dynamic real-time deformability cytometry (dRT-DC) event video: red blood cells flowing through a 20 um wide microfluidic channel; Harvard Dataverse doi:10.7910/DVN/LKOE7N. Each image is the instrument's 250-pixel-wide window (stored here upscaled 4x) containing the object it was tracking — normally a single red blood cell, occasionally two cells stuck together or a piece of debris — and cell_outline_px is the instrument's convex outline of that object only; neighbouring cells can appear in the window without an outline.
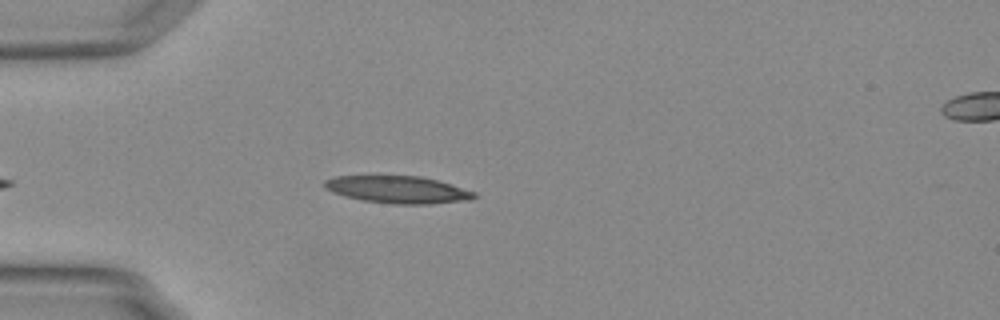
{"species": "Egyptian fruit bat (a non-hibernating species)", "species_latin": "Rousettus aegyptiacus", "temperature_condition": "warm", "stored_images_in_passage": 38, "camera_frame_rate_fps": 3000, "um_per_image_px": 0.085, "animal": {"sex": "female"}, "frame": {"image": 1, "passage_image": 2, "time_ms": 0.333, "image_size_px": [1000, 320], "cell_outline_px": [[476, 196], [472, 200], [424, 204], [396, 204], [364, 200], [348, 196], [336, 192], [328, 188], [324, 184], [324, 180], [336, 176], [420, 176], [452, 184], [476, 192]], "centroid_in_image_um": [33.9, 16.11], "position_along_channel_um": 51.1, "area_um2": 23.35}}
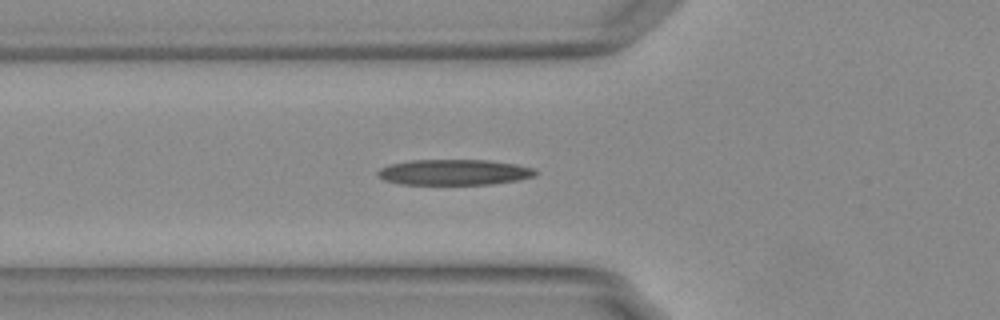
{"frame": {"image": 2, "passage_image": 6, "time_ms": 1.667, "image_size_px": [1000, 320], "cell_outline_px": [[536, 172], [532, 176], [516, 180], [492, 184], [400, 184], [384, 180], [376, 172], [380, 168], [388, 164], [412, 160], [488, 160], [516, 164], [532, 168]], "centroid_in_image_um": [38.54, 14.63], "position_along_channel_um": 87.3, "area_um2": 23.35}}
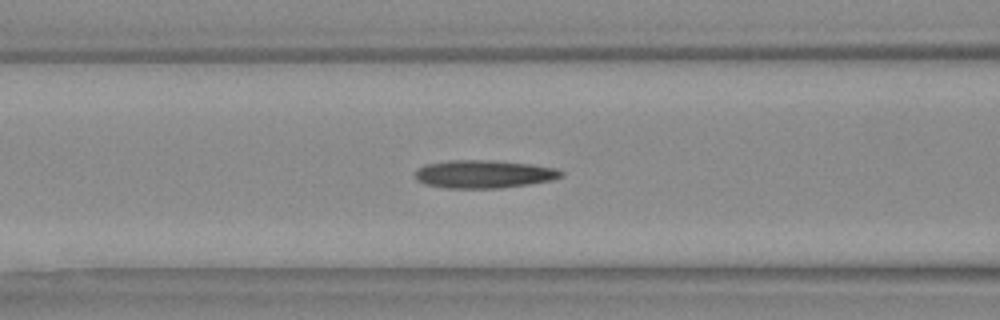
{"frame": {"image": 3, "passage_image": 9, "time_ms": 2.667, "image_size_px": [1000, 320], "cell_outline_px": [[564, 172], [560, 176], [552, 180], [528, 184], [496, 188], [448, 188], [424, 184], [416, 180], [416, 168], [424, 164], [452, 160], [484, 160], [528, 164], [552, 168]], "centroid_in_image_um": [41.04, 14.8], "position_along_channel_um": 125.6, "area_um2": 23.47}, "authors_computed_cell_mechanics": {"area_um2": 22.6865, "velocity_mm_per_s": 3.7618, "shape_relaxation_time_tau1_ms": null, "shape_relaxation_time_tau2_ms": 3.5202, "deformation_change_tau1": null, "deformation_change_tau2": 0.1381}}